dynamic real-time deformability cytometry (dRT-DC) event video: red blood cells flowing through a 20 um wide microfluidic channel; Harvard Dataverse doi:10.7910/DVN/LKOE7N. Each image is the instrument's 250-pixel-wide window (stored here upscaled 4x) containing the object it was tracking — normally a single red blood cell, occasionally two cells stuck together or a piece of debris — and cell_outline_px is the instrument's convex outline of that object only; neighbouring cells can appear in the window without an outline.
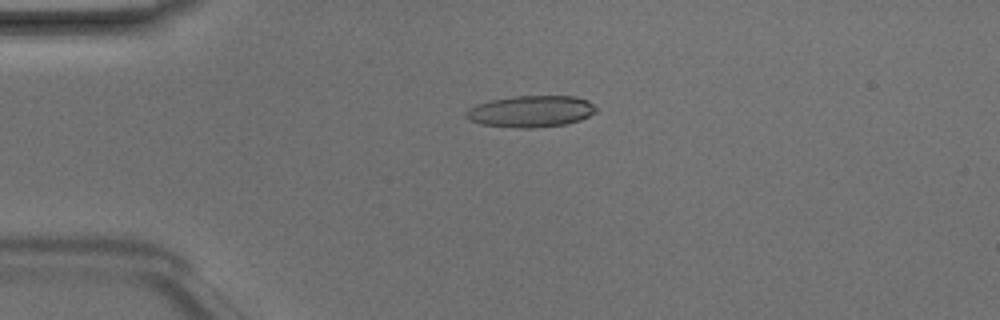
{"species": "Egyptian fruit bat (a non-hibernating species)", "species_latin": "Rousettus aegyptiacus", "temperature_condition": "room temperature", "stored_images_in_passage": 41, "camera_frame_rate_fps": 3000, "um_per_image_px": 0.085, "animal": {"sex": "male"}, "frame": {"image": 1, "passage_image": 4, "time_ms": 1.0, "image_size_px": [1000, 320], "cell_outline_px": [[596, 112], [580, 120], [564, 124], [532, 128], [520, 128], [480, 124], [468, 120], [464, 116], [464, 112], [468, 108], [476, 104], [492, 100], [516, 96], [576, 96], [588, 100], [596, 108]], "centroid_in_image_um": [45.09, 9.46], "position_along_channel_um": 39.9, "area_um2": 23.93}}
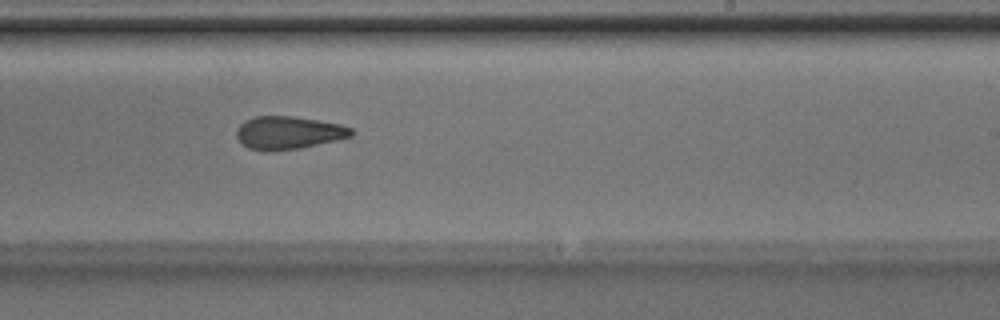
{"frame": {"image": 2, "passage_image": 22, "time_ms": 7.0, "image_size_px": [1000, 320], "cell_outline_px": [[352, 136], [336, 140], [300, 148], [248, 148], [236, 136], [236, 128], [244, 120], [256, 116], [292, 116], [340, 124], [352, 128]], "centroid_in_image_um": [24.53, 11.23], "position_along_channel_um": 264.5, "area_um2": 21.21}}
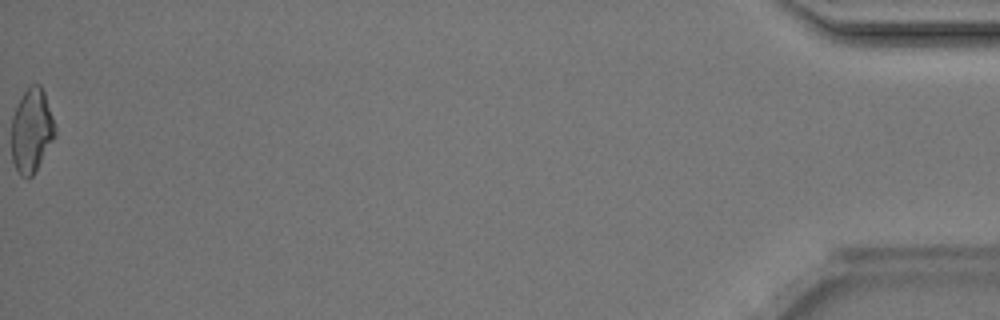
{"frame": {"image": 3, "passage_image": 41, "time_ms": 13.333, "image_size_px": [1000, 320], "cell_outline_px": [[56, 136], [32, 176], [28, 180], [20, 176], [12, 160], [12, 116], [24, 92], [32, 84], [40, 84], [44, 92], [56, 128]], "centroid_in_image_um": [2.69, 11.14], "position_along_channel_um": 432.5, "area_um2": 21.15}, "authors_computed_cell_mechanics": {"area_um2": 21.9062, "velocity_mm_per_s": 4.2345, "shape_relaxation_time_tau1_ms": null, "shape_relaxation_time_tau2_ms": 3.3789, "deformation_change_tau1": null, "deformation_change_tau2": 0.1208}}